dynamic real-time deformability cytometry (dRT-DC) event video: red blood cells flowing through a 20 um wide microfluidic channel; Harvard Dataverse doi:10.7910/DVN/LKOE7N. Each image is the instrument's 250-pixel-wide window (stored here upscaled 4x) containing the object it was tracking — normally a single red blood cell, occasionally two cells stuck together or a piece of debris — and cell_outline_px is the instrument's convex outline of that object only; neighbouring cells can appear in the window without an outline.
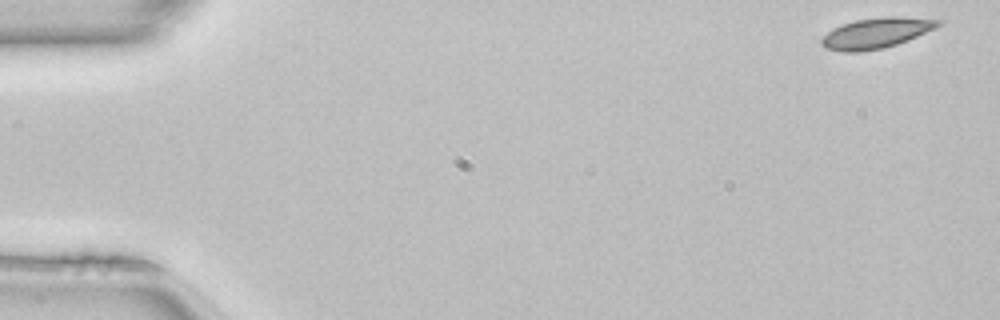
{"species": "common noctule bat (a hibernating species)", "species_latin": "Nyctalus noctula", "temperature_condition": "room temperature", "stored_images_in_passage": 49, "camera_frame_rate_fps": 3000, "um_per_image_px": 0.085, "animal": {"sex": "female", "body_mass_g": 22.7, "forearm_length_mm": 54.2}, "frame": {"image": 1, "passage_image": 1, "time_ms": 0.0, "image_size_px": [1000, 320], "cell_outline_px": [[944, 20], [936, 28], [908, 40], [884, 48], [860, 52], [844, 52], [828, 48], [820, 44], [820, 40], [832, 28], [856, 20], [880, 16], [900, 16]], "centroid_in_image_um": [74.5, 2.8], "position_along_channel_um": 10.5, "area_um2": 20.75}}
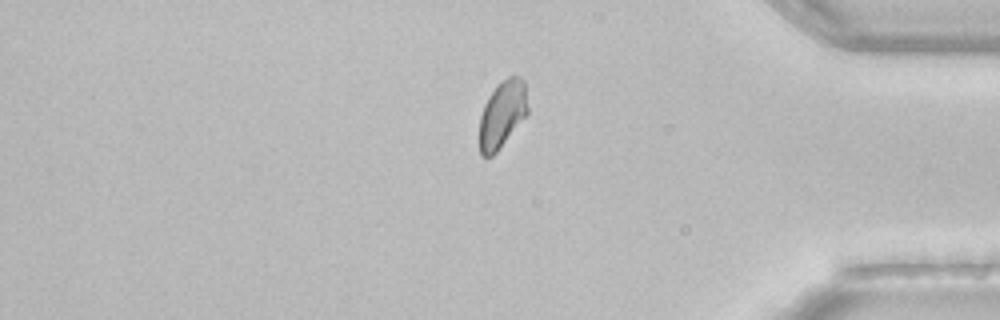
{"frame": {"image": 2, "passage_image": 41, "time_ms": 13.333, "image_size_px": [1000, 320], "cell_outline_px": [[528, 112], [500, 148], [492, 156], [480, 156], [480, 116], [484, 104], [488, 96], [496, 84], [500, 80], [508, 76], [520, 76], [524, 80], [528, 108]], "centroid_in_image_um": [42.68, 9.67], "position_along_channel_um": 392.5, "area_um2": 18.9}}
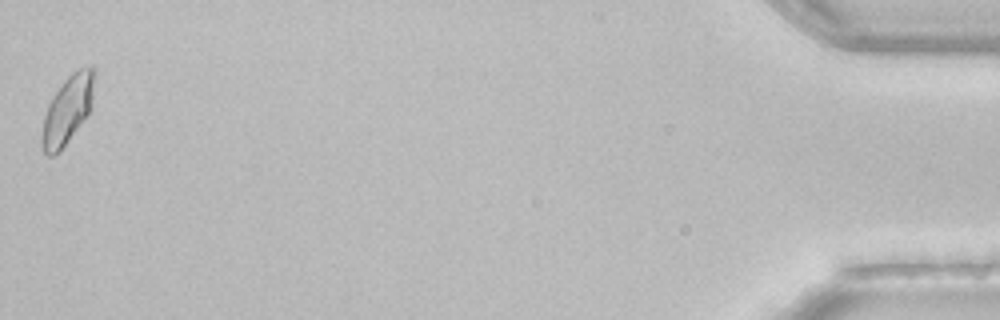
{"frame": {"image": 3, "passage_image": 49, "time_ms": 16.0, "image_size_px": [1000, 320], "cell_outline_px": [[96, 72], [88, 116], [60, 152], [52, 156], [48, 156], [44, 152], [40, 140], [40, 136], [44, 116], [48, 104], [52, 96], [64, 80], [72, 72], [80, 68], [92, 64]], "centroid_in_image_um": [5.73, 9.34], "position_along_channel_um": 429.5, "area_um2": 21.15}, "authors_computed_cell_mechanics": {"area_um2": 20.1722, "velocity_mm_per_s": 4.0763, "shape_relaxation_time_tau1_ms": 5.4027, "shape_relaxation_time_tau2_ms": 5.1654, "deformation_change_tau1": 0.0962, "deformation_change_tau2": 0.0676}}